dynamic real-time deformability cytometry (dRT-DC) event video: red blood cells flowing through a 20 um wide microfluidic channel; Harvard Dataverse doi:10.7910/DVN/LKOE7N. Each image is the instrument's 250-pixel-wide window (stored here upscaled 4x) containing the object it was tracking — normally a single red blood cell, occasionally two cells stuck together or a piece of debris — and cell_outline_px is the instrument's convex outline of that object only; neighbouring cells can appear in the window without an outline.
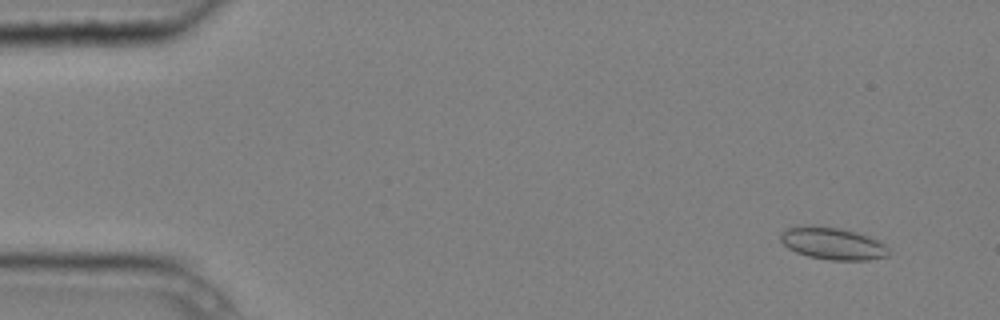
{"species": "common noctule bat (a hibernating species)", "species_latin": "Nyctalus noctula", "temperature_condition": "cold", "stored_images_in_passage": 5, "camera_frame_rate_fps": 3000, "um_per_image_px": 0.085, "animal": {"sex": "male", "body_mass_g": 20.4}, "frame": {"image": 1, "passage_image": 1, "time_ms": 0.0, "image_size_px": [1000, 320], "cell_outline_px": [[888, 256], [868, 260], [832, 260], [808, 256], [796, 252], [788, 248], [780, 240], [780, 232], [788, 228], [812, 224], [840, 228], [856, 232], [876, 240], [884, 244], [888, 248]], "centroid_in_image_um": [70.74, 20.68], "position_along_channel_um": 14.3, "area_um2": 20.23}}
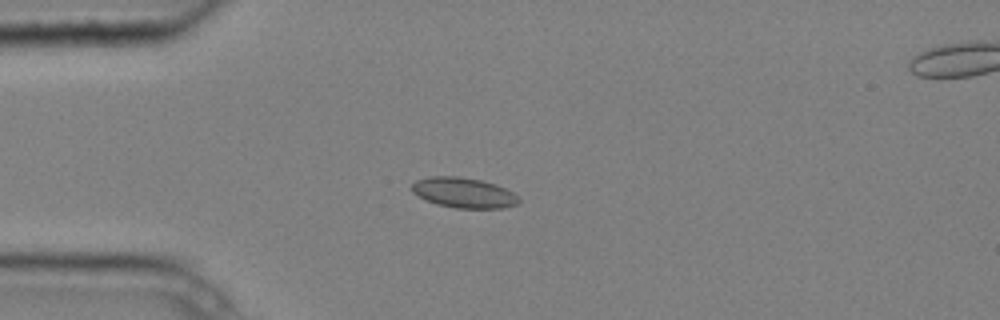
{"frame": {"image": 2, "passage_image": 4, "time_ms": 1.0, "image_size_px": [1000, 320], "cell_outline_px": [[520, 200], [516, 204], [504, 208], [456, 208], [436, 204], [412, 192], [412, 184], [416, 180], [428, 176], [456, 176], [480, 180], [496, 184], [512, 192]], "centroid_in_image_um": [39.4, 16.38], "position_along_channel_um": 45.6, "area_um2": 18.67}}